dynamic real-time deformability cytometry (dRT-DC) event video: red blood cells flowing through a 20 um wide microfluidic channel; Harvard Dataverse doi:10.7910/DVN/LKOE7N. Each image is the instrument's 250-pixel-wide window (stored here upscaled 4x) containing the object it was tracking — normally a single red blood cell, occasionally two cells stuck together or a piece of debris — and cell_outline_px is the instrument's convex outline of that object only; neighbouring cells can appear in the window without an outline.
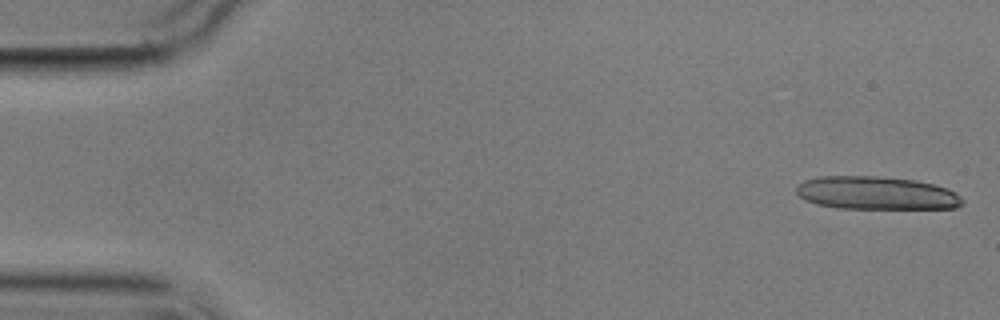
{"species": "common noctule bat (a hibernating species)", "species_latin": "Nyctalus noctula", "temperature_condition": "cold", "stored_images_in_passage": 6, "camera_frame_rate_fps": 3000, "um_per_image_px": 0.085, "animal": {"sex": "male", "body_mass_g": 17.9}, "frame": {"image": 1, "passage_image": 1, "time_ms": 0.0, "image_size_px": [1000, 320], "cell_outline_px": [[964, 204], [956, 208], [836, 208], [816, 204], [804, 200], [796, 192], [796, 188], [804, 180], [816, 176], [876, 176], [916, 180], [948, 188], [956, 192], [964, 200]], "centroid_in_image_um": [74.49, 16.41], "position_along_channel_um": 10.5, "area_um2": 32.19}}